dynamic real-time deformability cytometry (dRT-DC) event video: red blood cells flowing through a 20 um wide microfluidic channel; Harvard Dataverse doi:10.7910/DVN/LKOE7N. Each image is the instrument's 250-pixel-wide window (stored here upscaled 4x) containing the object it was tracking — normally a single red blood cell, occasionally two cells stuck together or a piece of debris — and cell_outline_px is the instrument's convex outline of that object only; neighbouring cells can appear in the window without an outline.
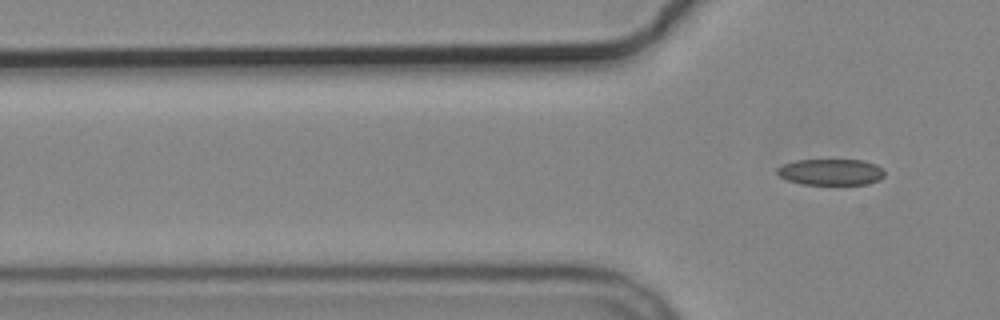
{"species": "common noctule bat (a hibernating species)", "species_latin": "Nyctalus noctula", "temperature_condition": "cold", "stored_images_in_passage": 2, "camera_frame_rate_fps": 3000, "um_per_image_px": 0.085, "animal": {"sex": "male", "body_mass_g": 19.2, "forearm_length_mm": 51.8}, "frame": {"image": 1, "passage_image": 2, "time_ms": 2.333, "image_size_px": [1000, 320], "cell_outline_px": [[884, 176], [880, 180], [868, 184], [804, 184], [788, 180], [780, 176], [776, 172], [776, 168], [784, 164], [796, 160], [864, 160], [876, 164], [884, 172]], "centroid_in_image_um": [70.64, 14.62], "position_along_channel_um": 55.2, "area_um2": 16.36}}